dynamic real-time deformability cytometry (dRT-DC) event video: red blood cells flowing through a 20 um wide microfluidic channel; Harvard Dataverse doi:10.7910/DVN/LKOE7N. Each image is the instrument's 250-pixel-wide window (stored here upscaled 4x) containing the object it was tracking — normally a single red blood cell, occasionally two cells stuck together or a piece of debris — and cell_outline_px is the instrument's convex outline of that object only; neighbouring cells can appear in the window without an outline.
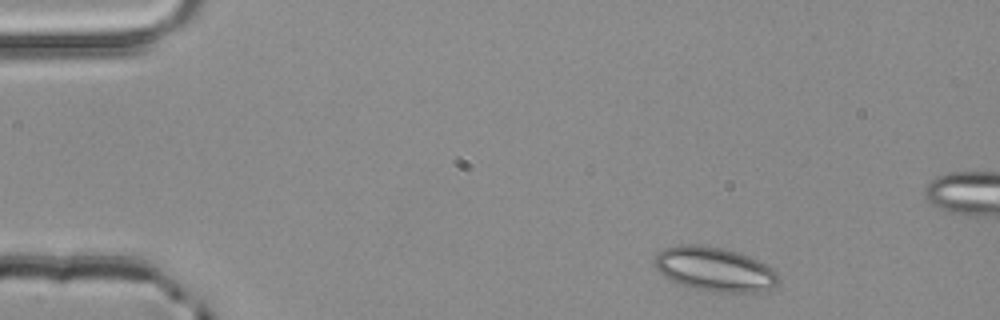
{"species": "common noctule bat (a hibernating species)", "species_latin": "Nyctalus noctula", "temperature_condition": "room temperature", "stored_images_in_passage": 3, "camera_frame_rate_fps": 3000, "um_per_image_px": 0.085, "animal": {"sex": "male", "body_mass_g": 20.4}, "frame": {"image": 1, "passage_image": 1, "time_ms": 0.0, "image_size_px": [1000, 320], "cell_outline_px": [[780, 280], [772, 292], [712, 292], [680, 284], [664, 276], [656, 268], [652, 260], [664, 248], [680, 244], [700, 244], [724, 248], [748, 256], [772, 268], [776, 272]], "centroid_in_image_um": [60.78, 22.89], "position_along_channel_um": 24.2, "area_um2": 32.14}}